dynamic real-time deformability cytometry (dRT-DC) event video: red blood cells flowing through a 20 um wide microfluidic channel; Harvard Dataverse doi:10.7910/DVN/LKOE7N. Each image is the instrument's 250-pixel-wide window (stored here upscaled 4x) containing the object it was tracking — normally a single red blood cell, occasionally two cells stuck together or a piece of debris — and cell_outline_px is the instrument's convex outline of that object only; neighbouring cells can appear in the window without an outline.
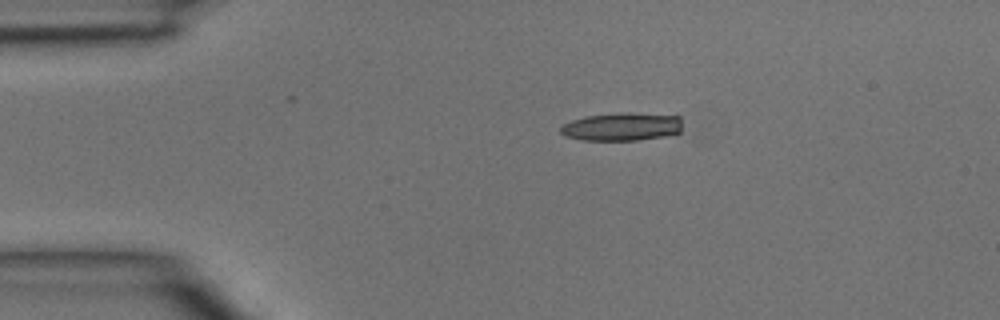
{"species": "common noctule bat (a hibernating species)", "species_latin": "Nyctalus noctula", "temperature_condition": "room temperature", "stored_images_in_passage": 2, "camera_frame_rate_fps": 3000, "um_per_image_px": 0.085, "animal": {"sex": "male", "body_mass_g": 15.6}, "frame": {"image": 1, "passage_image": 1, "time_ms": 0.0, "image_size_px": [1000, 320], "cell_outline_px": [[680, 132], [676, 136], [636, 140], [580, 140], [564, 136], [560, 132], [560, 128], [564, 124], [572, 120], [584, 116], [624, 112], [628, 112], [680, 116]], "centroid_in_image_um": [52.88, 10.78], "position_along_channel_um": 32.1, "area_um2": 20.29}}